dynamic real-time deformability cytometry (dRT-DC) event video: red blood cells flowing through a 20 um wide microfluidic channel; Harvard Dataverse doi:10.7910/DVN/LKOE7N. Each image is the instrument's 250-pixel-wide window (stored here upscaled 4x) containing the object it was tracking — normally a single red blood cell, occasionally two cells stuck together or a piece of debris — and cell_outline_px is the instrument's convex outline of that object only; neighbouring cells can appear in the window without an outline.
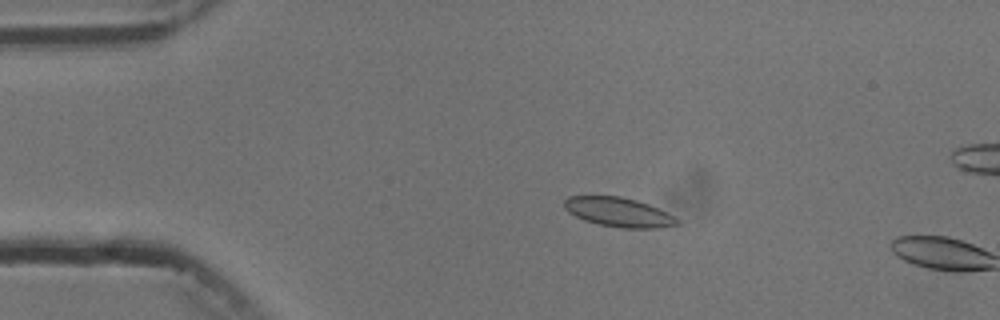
{"species": "common noctule bat (a hibernating species)", "species_latin": "Nyctalus noctula", "temperature_condition": "cold", "stored_images_in_passage": 3, "camera_frame_rate_fps": 3000, "um_per_image_px": 0.085, "animal": {"sex": "male", "body_mass_g": 13.3}, "frame": {"image": 1, "passage_image": 2, "time_ms": 1.333, "image_size_px": [1000, 320], "cell_outline_px": [[680, 224], [660, 228], [620, 228], [600, 224], [584, 220], [568, 212], [564, 208], [564, 200], [568, 196], [620, 196], [636, 200], [648, 204], [680, 220]], "centroid_in_image_um": [52.56, 18.04], "position_along_channel_um": 32.4, "area_um2": 19.13}}